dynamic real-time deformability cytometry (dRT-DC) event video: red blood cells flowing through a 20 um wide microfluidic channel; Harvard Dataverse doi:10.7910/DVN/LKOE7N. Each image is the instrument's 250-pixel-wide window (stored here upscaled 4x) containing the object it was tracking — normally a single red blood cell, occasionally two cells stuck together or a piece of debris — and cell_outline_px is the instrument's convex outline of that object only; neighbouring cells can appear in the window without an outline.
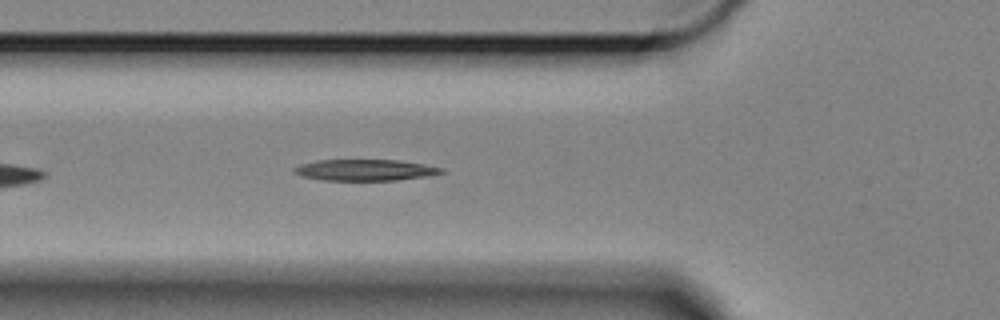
{"species": "Egyptian fruit bat (a non-hibernating species)", "species_latin": "Rousettus aegyptiacus", "temperature_condition": "cold", "stored_images_in_passage": 14, "camera_frame_rate_fps": 3000, "um_per_image_px": 0.085, "animal": {"sex": "female"}, "frame": {"image": 1, "passage_image": 7, "time_ms": 2.0, "image_size_px": [1000, 320], "cell_outline_px": [[444, 172], [432, 176], [396, 180], [324, 180], [304, 176], [292, 172], [292, 168], [300, 164], [316, 160], [400, 160], [424, 164], [444, 168]], "centroid_in_image_um": [31.07, 14.45], "position_along_channel_um": 94.7, "area_um2": 18.32}}
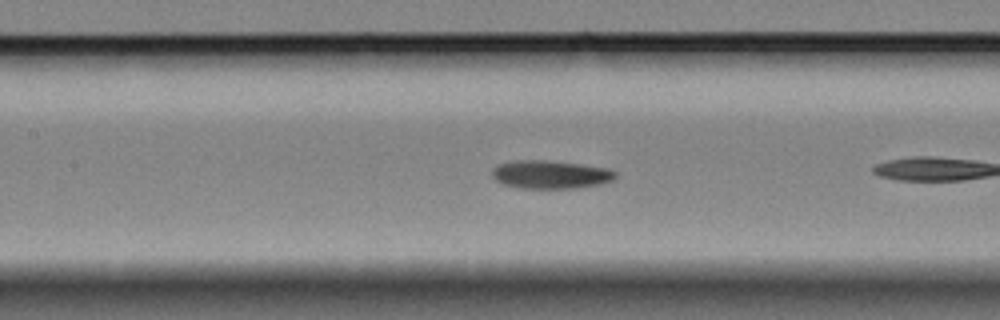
{"frame": {"image": 2, "passage_image": 10, "time_ms": 3.0, "image_size_px": [1000, 320], "cell_outline_px": [[616, 176], [612, 180], [600, 184], [576, 188], [520, 188], [504, 184], [496, 180], [492, 176], [492, 168], [496, 164], [512, 160], [548, 160], [612, 168], [616, 172]], "centroid_in_image_um": [46.78, 14.82], "position_along_channel_um": 160.6, "area_um2": 20.52}}